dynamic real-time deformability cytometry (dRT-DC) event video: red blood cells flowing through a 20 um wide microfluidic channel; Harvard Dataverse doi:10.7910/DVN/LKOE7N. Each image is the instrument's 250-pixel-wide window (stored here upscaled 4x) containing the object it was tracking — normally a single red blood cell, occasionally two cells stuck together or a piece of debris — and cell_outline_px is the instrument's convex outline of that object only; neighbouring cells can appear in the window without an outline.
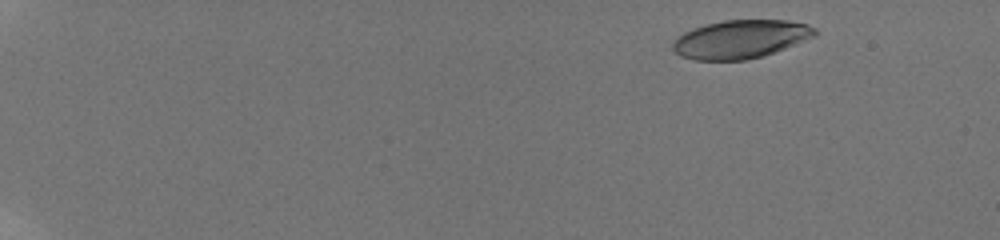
{"species": "human", "species_latin": "Homo sapiens", "temperature_condition": "room temperature", "stored_images_in_passage": 49, "camera_frame_rate_fps": 3000, "um_per_image_px": 0.085, "donor": {"sex": "male"}, "frame": {"image": 1, "passage_image": 3, "time_ms": 1.667, "image_size_px": [1000, 240], "cell_outline_px": [[816, 36], [764, 56], [744, 60], [692, 60], [680, 56], [672, 48], [672, 44], [676, 36], [692, 28], [704, 24], [724, 20], [788, 20], [808, 24], [816, 28]], "centroid_in_image_um": [62.93, 3.33], "position_along_channel_um": 22.1, "area_um2": 32.02}}
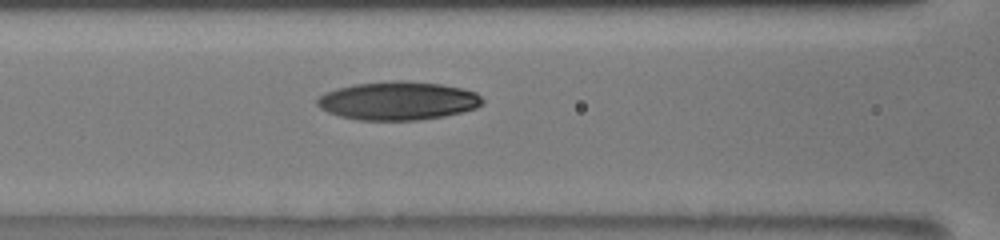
{"frame": {"image": 2, "passage_image": 20, "time_ms": 9.0, "image_size_px": [1000, 240], "cell_outline_px": [[484, 104], [476, 108], [444, 116], [416, 120], [356, 120], [340, 116], [328, 112], [320, 108], [316, 104], [316, 100], [320, 96], [336, 88], [356, 84], [396, 80], [400, 80], [440, 84], [460, 88], [476, 92], [484, 100]], "centroid_in_image_um": [33.83, 8.57], "position_along_channel_um": 132.8, "area_um2": 36.88}}
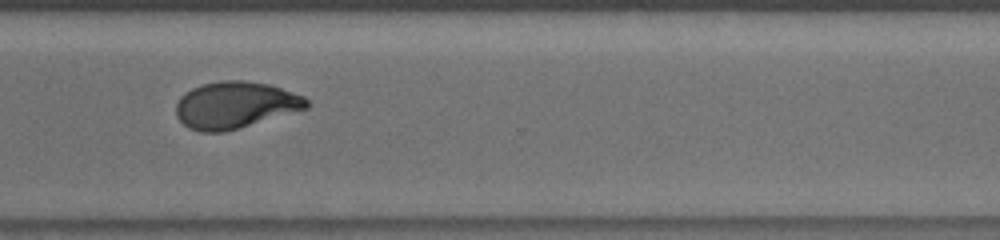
{"frame": {"image": 3, "passage_image": 38, "time_ms": 14.667, "image_size_px": [1000, 240], "cell_outline_px": [[312, 104], [308, 108], [224, 132], [200, 132], [188, 128], [176, 116], [176, 104], [180, 96], [192, 88], [200, 84], [224, 80], [244, 80], [268, 84], [304, 96]], "centroid_in_image_um": [19.98, 8.92], "position_along_channel_um": 350.6, "area_um2": 35.6}, "authors_computed_cell_mechanics": {"area_um2": 35.3158, "velocity_mm_per_s": 3.8529, "shape_relaxation_time_tau1_ms": 4.9417, "shape_relaxation_time_tau2_ms": 2.0117, "deformation_change_tau1": 0.2049, "deformation_change_tau2": 0.0719}}